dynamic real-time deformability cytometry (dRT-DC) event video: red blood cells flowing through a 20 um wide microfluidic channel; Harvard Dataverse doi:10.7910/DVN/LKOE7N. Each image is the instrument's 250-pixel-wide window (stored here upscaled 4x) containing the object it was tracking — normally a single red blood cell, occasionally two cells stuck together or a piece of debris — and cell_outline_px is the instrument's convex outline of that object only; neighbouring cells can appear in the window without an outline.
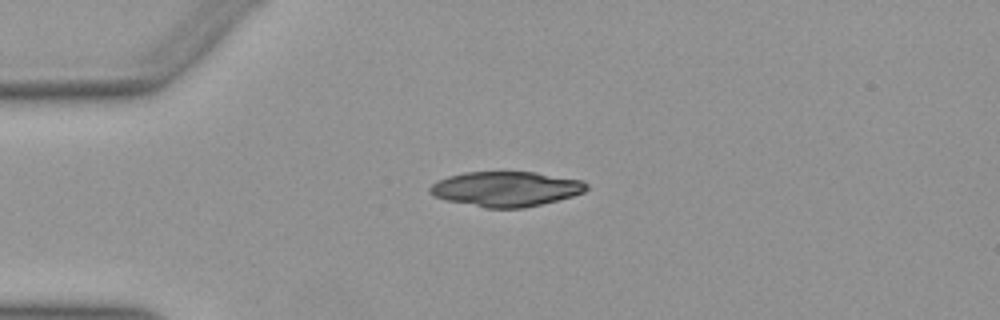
{"species": "Egyptian fruit bat (a non-hibernating species)", "species_latin": "Rousettus aegyptiacus", "temperature_condition": "warm", "stored_images_in_passage": 39, "camera_frame_rate_fps": 3000, "um_per_image_px": 0.085, "animal": {"sex": "female"}, "frame": {"image": 1, "passage_image": 1, "time_ms": 0.0, "image_size_px": [1000, 320], "cell_outline_px": [[588, 188], [584, 192], [572, 196], [524, 208], [484, 208], [448, 200], [436, 196], [428, 192], [428, 188], [432, 184], [448, 176], [464, 172], [536, 172], [584, 180], [588, 184]], "centroid_in_image_um": [43.04, 16.05], "position_along_channel_um": 42.0, "area_um2": 31.85}}
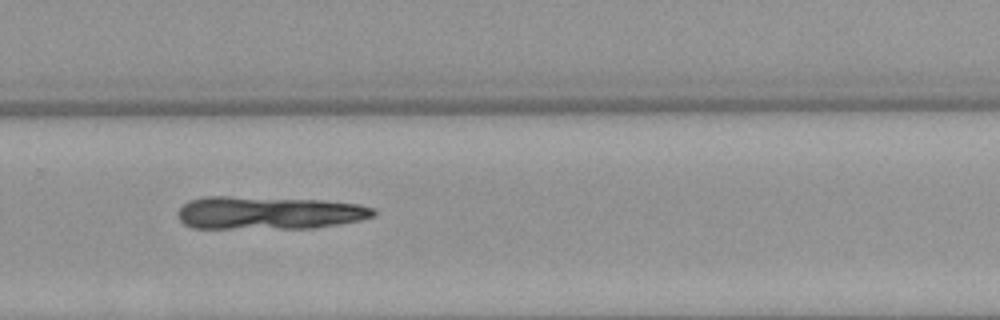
{"frame": {"image": 2, "passage_image": 23, "time_ms": 7.333, "image_size_px": [1000, 320], "cell_outline_px": [[376, 216], [364, 220], [316, 228], [192, 228], [184, 224], [180, 220], [180, 208], [188, 200], [204, 196], [228, 196], [324, 200], [360, 204], [376, 208]], "centroid_in_image_um": [22.93, 18.09], "position_along_channel_um": 306.9, "area_um2": 37.97}}
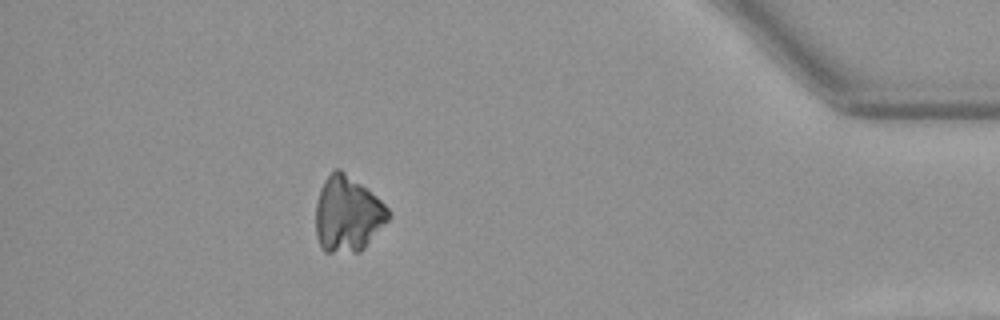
{"frame": {"image": 3, "passage_image": 34, "time_ms": 11.0, "image_size_px": [1000, 320], "cell_outline_px": [[392, 212], [388, 220], [364, 248], [360, 252], [324, 252], [316, 236], [316, 204], [320, 188], [324, 180], [336, 168], [340, 168], [376, 196]], "centroid_in_image_um": [29.54, 18.21], "position_along_channel_um": 405.7, "area_um2": 31.85}}